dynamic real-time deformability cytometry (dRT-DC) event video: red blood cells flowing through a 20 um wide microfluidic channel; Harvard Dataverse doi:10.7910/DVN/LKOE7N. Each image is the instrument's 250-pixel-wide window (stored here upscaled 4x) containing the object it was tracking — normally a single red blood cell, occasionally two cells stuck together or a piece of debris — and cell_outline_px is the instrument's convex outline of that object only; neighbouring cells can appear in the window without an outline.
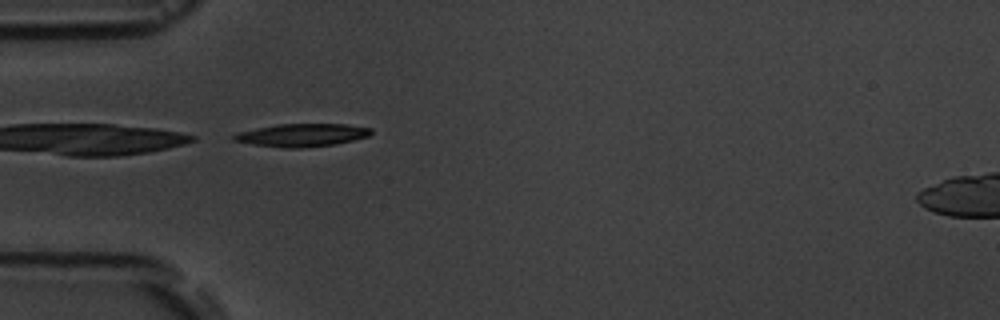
{"species": "common noctule bat (a hibernating species)", "species_latin": "Nyctalus noctula", "temperature_condition": "room temperature", "stored_images_in_passage": 4, "camera_frame_rate_fps": 3000, "um_per_image_px": 0.085, "animal": {"sex": "male", "body_mass_g": 19.5, "forearm_length_mm": 54.6}, "frame": {"image": 1, "passage_image": 4, "time_ms": 5.0, "image_size_px": [1000, 320], "cell_outline_px": [[372, 132], [368, 136], [336, 144], [300, 148], [284, 148], [252, 144], [232, 140], [232, 136], [236, 132], [276, 124], [344, 124], [372, 128]], "centroid_in_image_um": [25.63, 11.48], "position_along_channel_um": 59.4, "area_um2": 18.32}}